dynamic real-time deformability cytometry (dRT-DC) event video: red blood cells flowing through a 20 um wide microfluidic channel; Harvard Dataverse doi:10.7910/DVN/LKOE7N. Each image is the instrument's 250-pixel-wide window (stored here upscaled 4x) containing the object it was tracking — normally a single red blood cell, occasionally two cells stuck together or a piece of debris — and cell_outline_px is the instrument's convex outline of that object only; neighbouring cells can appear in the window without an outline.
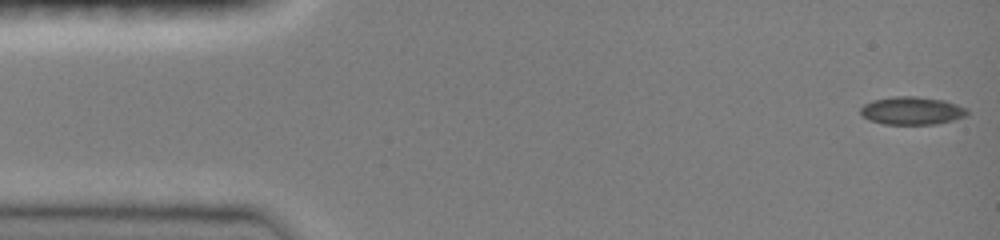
{"species": "common noctule bat (a hibernating species)", "species_latin": "Nyctalus noctula", "temperature_condition": "room temperature", "stored_images_in_passage": 47, "camera_frame_rate_fps": 3000, "um_per_image_px": 0.085, "animal": {"sex": "female", "body_mass_g": 19.0, "forearm_length_mm": 51.5}, "frame": {"image": 1, "passage_image": 1, "time_ms": 0.0, "image_size_px": [1000, 240], "cell_outline_px": [[968, 116], [936, 124], [884, 124], [868, 120], [860, 112], [860, 108], [864, 104], [872, 100], [892, 96], [916, 96], [944, 100], [968, 108]], "centroid_in_image_um": [77.52, 9.4], "position_along_channel_um": 7.5, "area_um2": 17.51}}
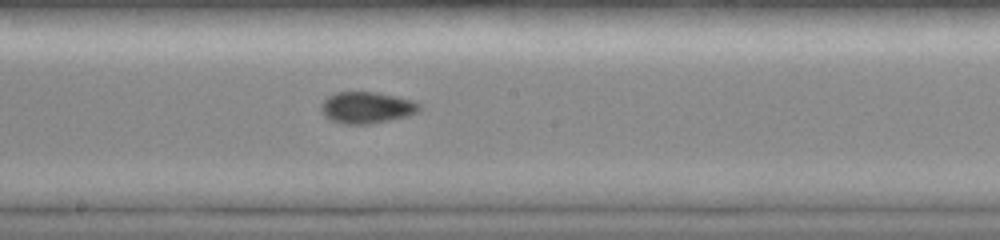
{"frame": {"image": 2, "passage_image": 25, "time_ms": 8.0, "image_size_px": [1000, 240], "cell_outline_px": [[420, 108], [416, 112], [408, 116], [368, 124], [344, 124], [332, 120], [324, 116], [320, 108], [320, 104], [328, 96], [336, 92], [376, 92], [396, 96], [412, 100], [420, 104]], "centroid_in_image_um": [31.14, 9.14], "position_along_channel_um": 217.1, "area_um2": 17.98}}
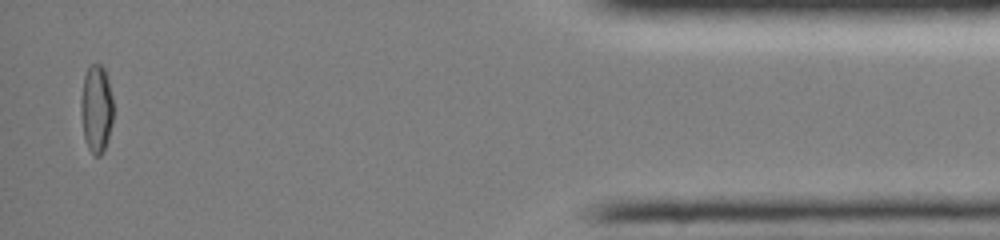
{"frame": {"image": 3, "passage_image": 45, "time_ms": 14.667, "image_size_px": [1000, 240], "cell_outline_px": [[112, 124], [108, 140], [104, 152], [100, 156], [96, 156], [88, 148], [84, 140], [80, 116], [80, 96], [84, 76], [88, 68], [92, 64], [100, 64], [104, 68], [108, 76], [112, 96]], "centroid_in_image_um": [8.18, 9.26], "position_along_channel_um": 427.0, "area_um2": 16.99}, "authors_computed_cell_mechanics": {"area_um2": 17.2244, "velocity_mm_per_s": 4.1012, "shape_relaxation_time_tau1_ms": null, "shape_relaxation_time_tau2_ms": 1.2396, "deformation_change_tau1": null, "deformation_change_tau2": 0.039}}